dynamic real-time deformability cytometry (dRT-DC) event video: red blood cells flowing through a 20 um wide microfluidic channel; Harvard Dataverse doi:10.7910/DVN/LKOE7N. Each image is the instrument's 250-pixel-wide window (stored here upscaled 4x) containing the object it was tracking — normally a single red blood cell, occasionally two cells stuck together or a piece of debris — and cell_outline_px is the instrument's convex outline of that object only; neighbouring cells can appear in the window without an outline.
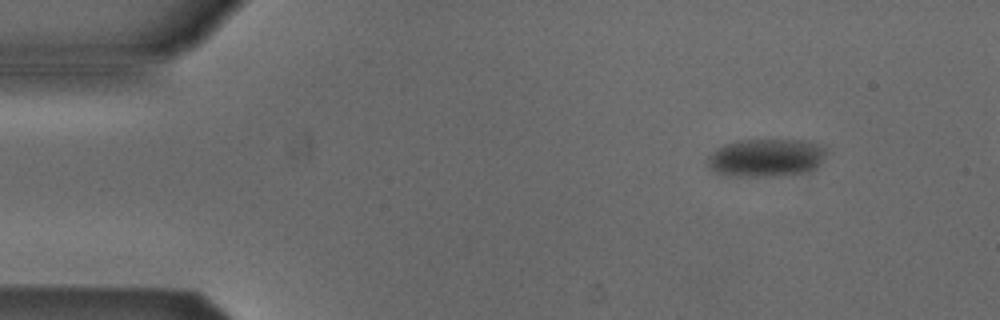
{"species": "Egyptian fruit bat (a non-hibernating species)", "species_latin": "Rousettus aegyptiacus", "temperature_condition": "cold", "stored_images_in_passage": 4, "camera_frame_rate_fps": 3000, "um_per_image_px": 0.085, "animal": {"sex": "male"}, "frame": {"image": 1, "passage_image": 1, "time_ms": 0.0, "image_size_px": [1000, 320], "cell_outline_px": [[828, 152], [820, 164], [816, 168], [804, 172], [776, 176], [728, 176], [716, 172], [708, 168], [708, 156], [712, 152], [728, 144], [744, 140], [808, 140], [820, 144], [828, 148]], "centroid_in_image_um": [65.19, 13.41], "position_along_channel_um": 19.8, "area_um2": 26.36}}